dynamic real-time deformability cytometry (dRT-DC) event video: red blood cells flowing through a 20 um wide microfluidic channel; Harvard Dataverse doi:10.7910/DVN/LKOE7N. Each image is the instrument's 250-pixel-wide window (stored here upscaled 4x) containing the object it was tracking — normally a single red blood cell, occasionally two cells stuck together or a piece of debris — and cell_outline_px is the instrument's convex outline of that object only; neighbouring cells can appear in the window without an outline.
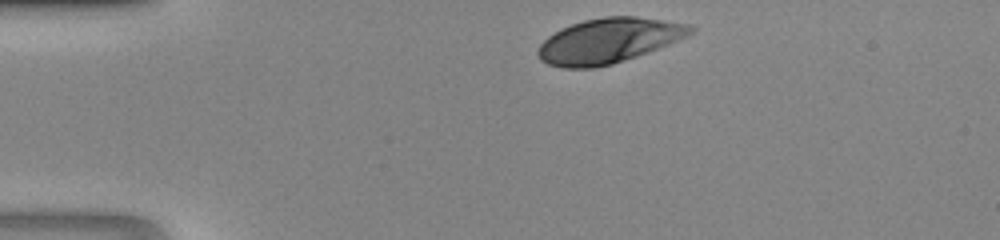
{"species": "human", "species_latin": "Homo sapiens", "temperature_condition": "room temperature", "stored_images_in_passage": 29, "camera_frame_rate_fps": 3000, "um_per_image_px": 0.085, "donor": {"sex": "male"}, "frame": {"image": 1, "passage_image": 1, "time_ms": 0.0, "image_size_px": [1000, 240], "cell_outline_px": [[696, 32], [688, 36], [668, 44], [636, 56], [612, 64], [592, 68], [564, 68], [548, 64], [540, 60], [536, 52], [540, 44], [548, 36], [572, 24], [584, 20], [604, 16], [636, 16], [692, 24], [696, 28]], "centroid_in_image_um": [51.77, 3.45], "position_along_channel_um": 33.2, "area_um2": 39.88}}
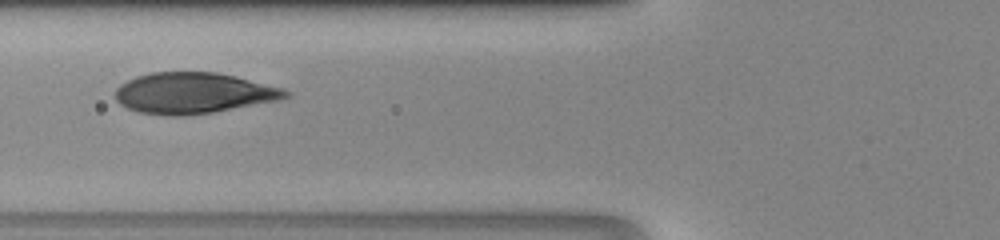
{"frame": {"image": 2, "passage_image": 10, "time_ms": 3.0, "image_size_px": [1000, 240], "cell_outline_px": [[292, 96], [280, 100], [212, 112], [184, 116], [172, 116], [140, 112], [128, 108], [120, 104], [116, 100], [116, 88], [120, 84], [136, 76], [152, 72], [216, 72], [236, 76], [284, 88], [292, 92]], "centroid_in_image_um": [16.49, 7.9], "position_along_channel_um": 109.3, "area_um2": 40.75}}
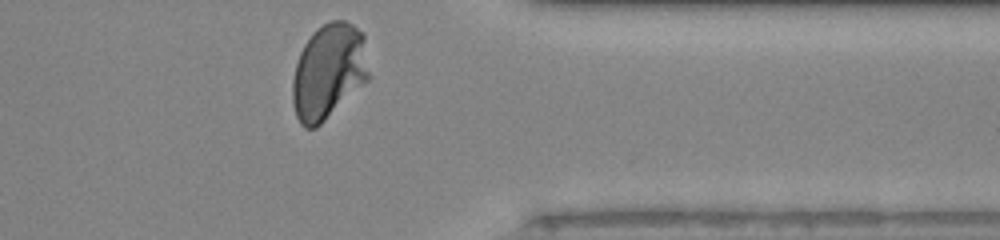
{"frame": {"image": 3, "passage_image": 29, "time_ms": 9.333, "image_size_px": [1000, 240], "cell_outline_px": [[372, 76], [368, 80], [316, 128], [304, 128], [300, 124], [296, 116], [292, 104], [292, 80], [296, 64], [300, 52], [304, 44], [312, 32], [316, 28], [332, 20], [344, 20], [352, 24], [364, 32]], "centroid_in_image_um": [27.96, 6.06], "position_along_channel_um": 383.4, "area_um2": 43.18}}